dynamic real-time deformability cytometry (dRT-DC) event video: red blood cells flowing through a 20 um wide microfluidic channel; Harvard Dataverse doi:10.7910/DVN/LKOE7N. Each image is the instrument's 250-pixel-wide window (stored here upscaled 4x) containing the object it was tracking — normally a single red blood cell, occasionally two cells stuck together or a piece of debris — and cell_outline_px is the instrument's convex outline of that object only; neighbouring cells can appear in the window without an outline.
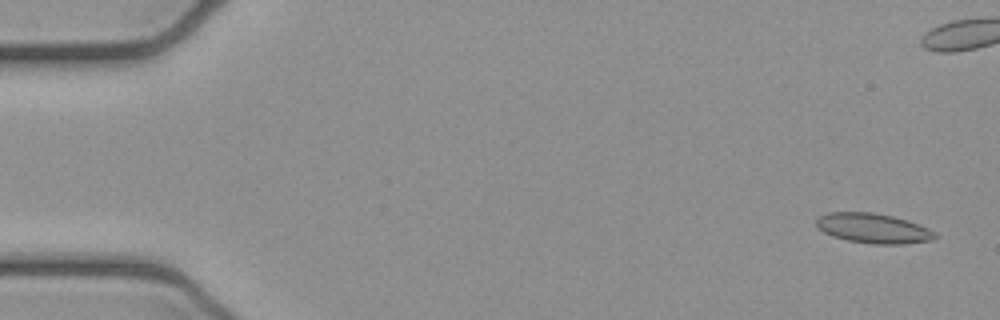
{"species": "common noctule bat (a hibernating species)", "species_latin": "Nyctalus noctula", "temperature_condition": "cold", "stored_images_in_passage": 6, "camera_frame_rate_fps": 3000, "um_per_image_px": 0.085, "animal": {"sex": "female", "body_mass_g": 21.9}, "frame": {"image": 1, "passage_image": 1, "time_ms": 0.0, "image_size_px": [1000, 320], "cell_outline_px": [[936, 236], [932, 240], [904, 244], [872, 244], [848, 240], [832, 236], [824, 232], [816, 224], [816, 220], [820, 216], [828, 212], [872, 212], [892, 216], [908, 220], [928, 228], [936, 232]], "centroid_in_image_um": [74.24, 19.4], "position_along_channel_um": 10.8, "area_um2": 20.58}}
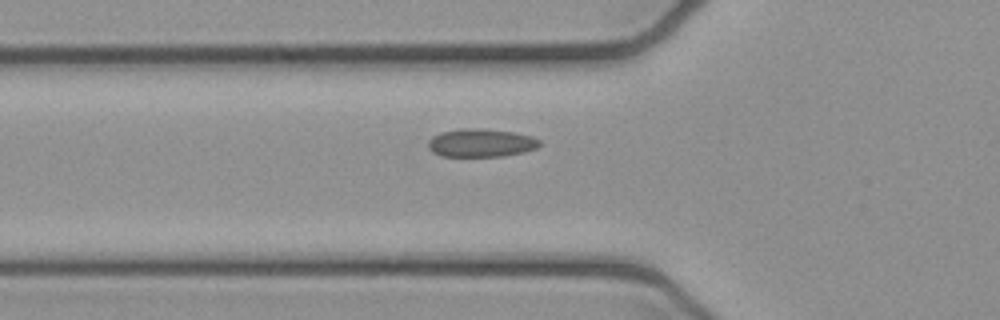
{"frame": {"image": 2, "passage_image": 6, "time_ms": 1.667, "image_size_px": [1000, 320], "cell_outline_px": [[540, 144], [536, 148], [524, 152], [504, 156], [440, 156], [432, 152], [428, 148], [428, 140], [432, 136], [440, 132], [464, 128], [484, 128], [512, 132], [532, 136], [540, 140]], "centroid_in_image_um": [40.86, 12.14], "position_along_channel_um": 84.9, "area_um2": 18.44}}